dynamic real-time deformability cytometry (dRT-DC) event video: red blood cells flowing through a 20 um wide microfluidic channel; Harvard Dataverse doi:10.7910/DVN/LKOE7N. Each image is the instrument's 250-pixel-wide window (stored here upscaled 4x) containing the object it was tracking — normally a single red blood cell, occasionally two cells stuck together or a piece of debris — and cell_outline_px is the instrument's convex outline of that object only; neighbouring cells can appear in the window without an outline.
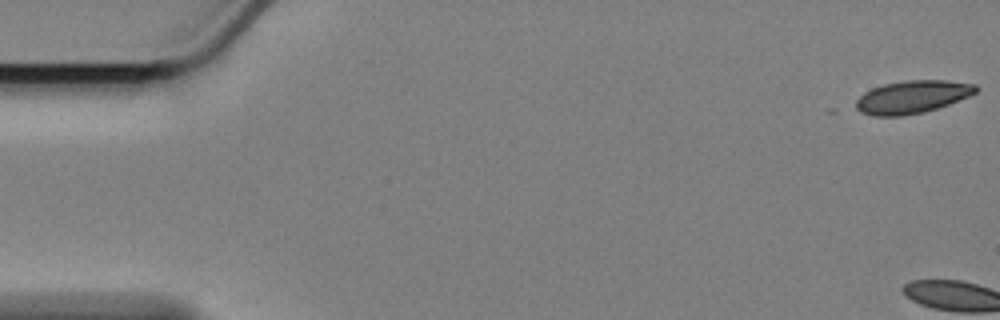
{"species": "Egyptian fruit bat (a non-hibernating species)", "species_latin": "Rousettus aegyptiacus", "temperature_condition": "cold", "stored_images_in_passage": 3, "camera_frame_rate_fps": 3000, "um_per_image_px": 0.085, "animal": {"sex": "female"}, "frame": {"image": 1, "passage_image": 1, "time_ms": 0.0, "image_size_px": [1000, 320], "cell_outline_px": [[980, 88], [976, 92], [968, 96], [948, 104], [924, 112], [904, 116], [872, 116], [860, 112], [856, 108], [856, 100], [864, 92], [872, 88], [884, 84], [904, 80], [948, 80], [976, 84]], "centroid_in_image_um": [77.53, 8.23], "position_along_channel_um": 7.5, "area_um2": 23.0}}